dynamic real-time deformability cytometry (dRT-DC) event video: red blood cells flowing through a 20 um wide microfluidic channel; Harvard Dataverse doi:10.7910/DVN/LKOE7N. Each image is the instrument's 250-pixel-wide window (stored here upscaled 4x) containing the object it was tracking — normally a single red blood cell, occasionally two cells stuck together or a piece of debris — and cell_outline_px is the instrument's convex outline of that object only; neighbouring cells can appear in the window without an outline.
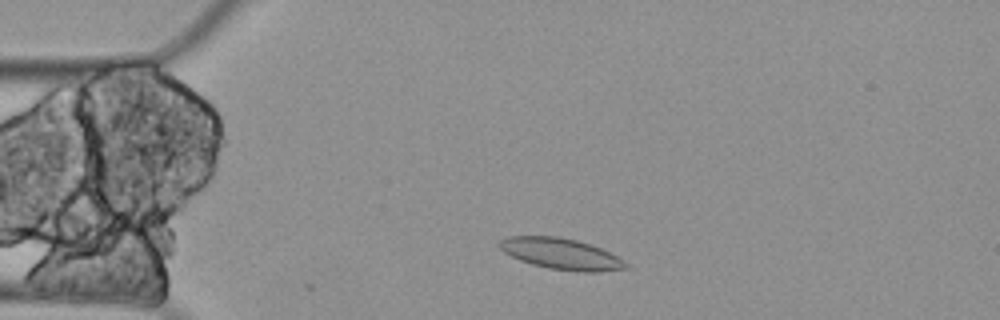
{"species": "Egyptian fruit bat (a non-hibernating species)", "species_latin": "Rousettus aegyptiacus", "temperature_condition": "cold", "stored_images_in_passage": 2, "camera_frame_rate_fps": 3000, "um_per_image_px": 0.085, "animal": {"sex": "female"}, "frame": {"image": 1, "passage_image": 2, "time_ms": 0.333, "image_size_px": [1000, 320], "cell_outline_px": [[628, 268], [600, 272], [576, 272], [548, 268], [532, 264], [520, 260], [504, 252], [496, 244], [500, 240], [508, 236], [560, 236], [576, 240], [600, 248], [616, 256], [628, 264]], "centroid_in_image_um": [47.66, 21.58], "position_along_channel_um": 37.3, "area_um2": 22.89}}